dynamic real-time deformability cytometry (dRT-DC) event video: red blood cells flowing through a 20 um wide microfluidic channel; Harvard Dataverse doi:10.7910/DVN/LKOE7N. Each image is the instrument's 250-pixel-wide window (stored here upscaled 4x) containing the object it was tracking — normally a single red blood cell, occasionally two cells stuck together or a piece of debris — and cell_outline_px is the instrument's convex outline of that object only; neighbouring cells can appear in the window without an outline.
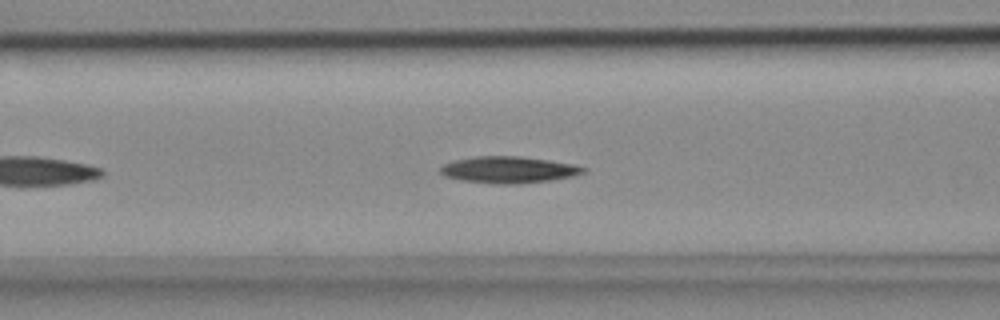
{"species": "common noctule bat (a hibernating species)", "species_latin": "Nyctalus noctula", "temperature_condition": "cold", "stored_images_in_passage": 14, "camera_frame_rate_fps": 3000, "um_per_image_px": 0.085, "animal": {"sex": "female", "body_mass_g": 18.4}, "frame": {"image": 1, "passage_image": 10, "time_ms": 3.0, "image_size_px": [1000, 320], "cell_outline_px": [[588, 172], [572, 176], [548, 180], [516, 184], [496, 184], [460, 180], [444, 176], [440, 172], [440, 168], [444, 164], [452, 160], [472, 156], [520, 156], [548, 160], [572, 164], [588, 168]], "centroid_in_image_um": [43.21, 14.42], "position_along_channel_um": 123.4, "area_um2": 22.25}}